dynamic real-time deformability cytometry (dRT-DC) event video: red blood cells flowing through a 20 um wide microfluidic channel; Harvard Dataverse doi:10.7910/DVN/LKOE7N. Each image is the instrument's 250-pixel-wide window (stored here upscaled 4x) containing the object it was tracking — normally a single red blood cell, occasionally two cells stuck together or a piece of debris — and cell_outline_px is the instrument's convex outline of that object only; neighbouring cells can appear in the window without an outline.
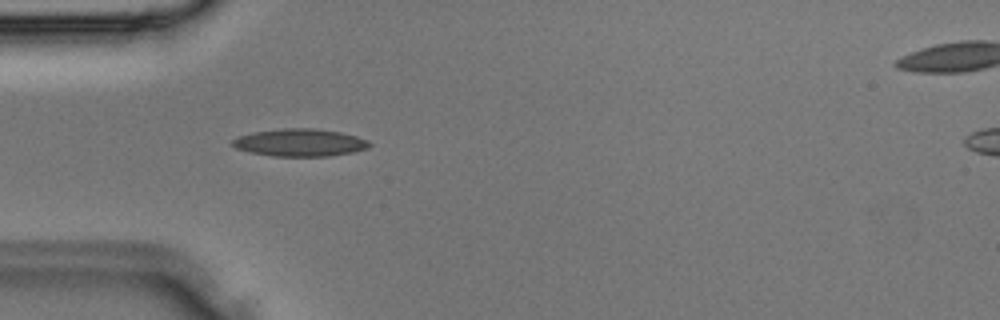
{"species": "Egyptian fruit bat (a non-hibernating species)", "species_latin": "Rousettus aegyptiacus", "temperature_condition": "room temperature", "stored_images_in_passage": 26, "camera_frame_rate_fps": 3000, "um_per_image_px": 0.085, "animal": {"sex": "male"}, "frame": {"image": 1, "passage_image": 1, "time_ms": 0.0, "image_size_px": [1000, 320], "cell_outline_px": [[372, 144], [368, 148], [352, 152], [328, 156], [272, 156], [252, 152], [236, 148], [232, 144], [232, 140], [240, 136], [252, 132], [284, 128], [312, 128], [340, 132], [356, 136], [368, 140]], "centroid_in_image_um": [25.51, 12.12], "position_along_channel_um": 59.5, "area_um2": 21.79}}
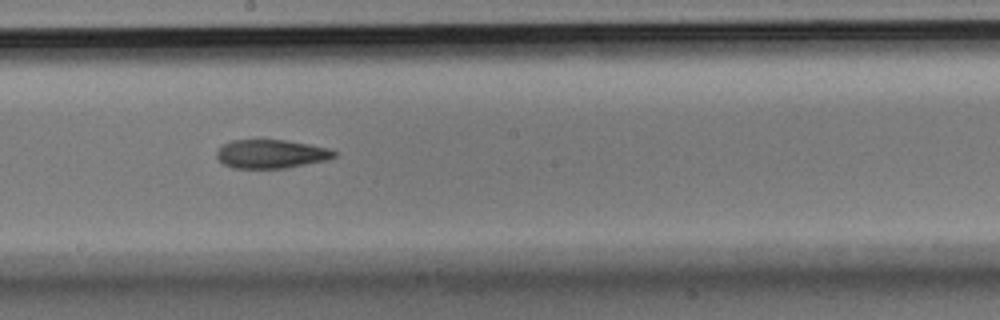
{"frame": {"image": 2, "passage_image": 10, "time_ms": 3.0, "image_size_px": [1000, 320], "cell_outline_px": [[336, 156], [328, 160], [284, 168], [232, 168], [224, 164], [216, 156], [216, 152], [224, 144], [232, 140], [284, 140], [308, 144], [328, 148], [336, 152]], "centroid_in_image_um": [23.05, 13.09], "position_along_channel_um": 225.2, "area_um2": 19.48}}
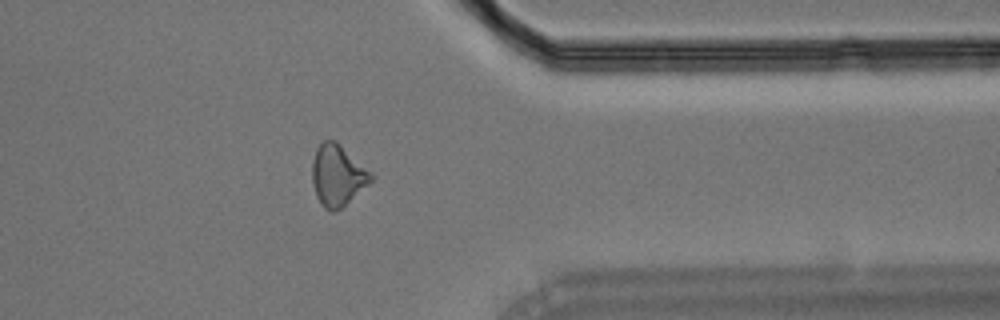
{"frame": {"image": 3, "passage_image": 19, "time_ms": 6.0, "image_size_px": [1000, 320], "cell_outline_px": [[372, 180], [368, 184], [340, 208], [332, 212], [324, 208], [316, 196], [312, 180], [312, 160], [316, 148], [324, 140], [336, 140], [372, 172]], "centroid_in_image_um": [28.67, 14.87], "position_along_channel_um": 382.7, "area_um2": 20.81}}